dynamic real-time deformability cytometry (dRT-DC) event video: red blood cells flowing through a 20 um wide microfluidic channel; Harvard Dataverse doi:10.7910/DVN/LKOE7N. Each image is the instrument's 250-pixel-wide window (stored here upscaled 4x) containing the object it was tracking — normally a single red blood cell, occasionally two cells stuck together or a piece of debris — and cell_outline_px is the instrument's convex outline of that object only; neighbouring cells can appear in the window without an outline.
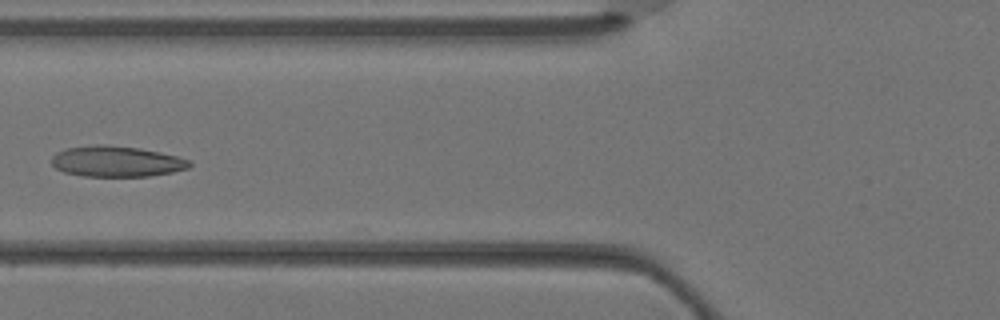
{"species": "Egyptian fruit bat (a non-hibernating species)", "species_latin": "Rousettus aegyptiacus", "temperature_condition": "warm", "stored_images_in_passage": 5, "camera_frame_rate_fps": 3000, "um_per_image_px": 0.085, "animal": {"sex": "female"}, "frame": {"image": 1, "passage_image": 5, "time_ms": 1.333, "image_size_px": [1000, 320], "cell_outline_px": [[192, 164], [188, 168], [172, 172], [148, 176], [84, 176], [64, 172], [56, 168], [52, 164], [52, 156], [56, 152], [64, 148], [96, 144], [104, 144], [140, 148], [160, 152], [176, 156], [188, 160]], "centroid_in_image_um": [9.87, 13.71], "position_along_channel_um": 115.9, "area_um2": 24.74}}